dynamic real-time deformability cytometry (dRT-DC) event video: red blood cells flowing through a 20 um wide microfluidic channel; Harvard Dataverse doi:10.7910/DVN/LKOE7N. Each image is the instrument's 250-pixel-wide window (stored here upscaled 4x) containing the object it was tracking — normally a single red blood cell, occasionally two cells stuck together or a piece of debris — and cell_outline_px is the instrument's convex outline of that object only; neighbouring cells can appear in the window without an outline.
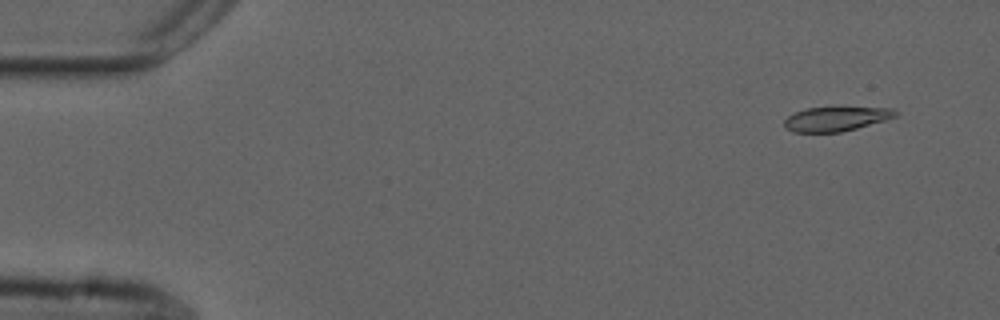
{"species": "common noctule bat (a hibernating species)", "species_latin": "Nyctalus noctula", "temperature_condition": "cold", "stored_images_in_passage": 55, "camera_frame_rate_fps": 3000, "um_per_image_px": 0.085, "animal": {"sex": "male", "forearm_length_mm": 52.5}, "frame": {"image": 1, "passage_image": 4, "time_ms": 1.0, "image_size_px": [1000, 320], "cell_outline_px": [[900, 112], [896, 116], [884, 120], [856, 128], [840, 132], [792, 132], [784, 128], [784, 120], [788, 116], [804, 108], [892, 108]], "centroid_in_image_um": [71.02, 10.11], "position_along_channel_um": 14.0, "area_um2": 15.55}}
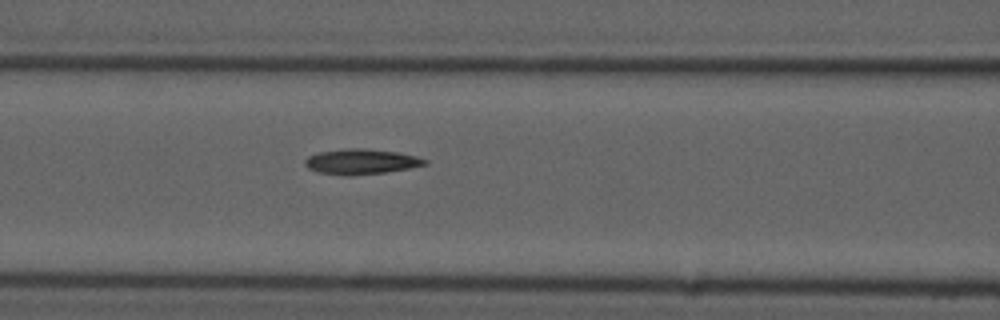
{"frame": {"image": 2, "passage_image": 23, "time_ms": 7.333, "image_size_px": [1000, 320], "cell_outline_px": [[428, 164], [408, 168], [384, 172], [352, 176], [344, 176], [316, 172], [308, 168], [304, 164], [304, 160], [308, 156], [320, 152], [344, 148], [364, 148], [400, 152], [416, 156], [428, 160]], "centroid_in_image_um": [30.67, 13.74], "position_along_channel_um": 135.9, "area_um2": 17.86}}
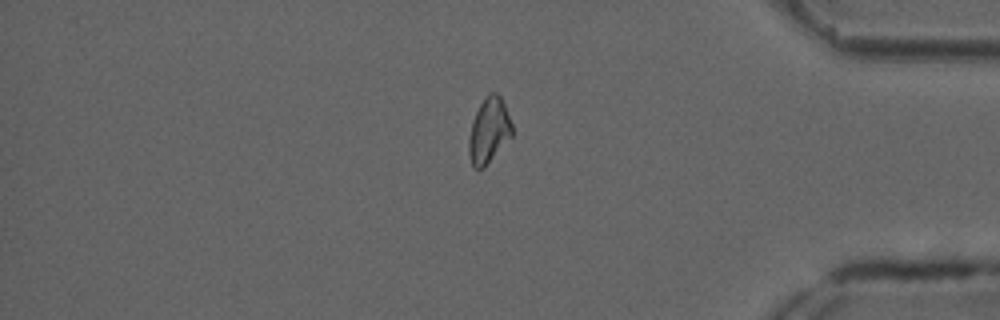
{"frame": {"image": 3, "passage_image": 46, "time_ms": 15.0, "image_size_px": [1000, 320], "cell_outline_px": [[512, 136], [484, 168], [476, 168], [472, 164], [468, 152], [468, 140], [472, 120], [484, 96], [488, 92], [496, 92], [500, 96], [504, 104], [512, 124]], "centroid_in_image_um": [41.55, 11.08], "position_along_channel_um": 393.7, "area_um2": 16.47}, "authors_computed_cell_mechanics": {"area_um2": 16.9354, "velocity_mm_per_s": 3.7304, "shape_relaxation_time_tau1_ms": null, "shape_relaxation_time_tau2_ms": 5.4516, "deformation_change_tau1": null, "deformation_change_tau2": 0.1242}}